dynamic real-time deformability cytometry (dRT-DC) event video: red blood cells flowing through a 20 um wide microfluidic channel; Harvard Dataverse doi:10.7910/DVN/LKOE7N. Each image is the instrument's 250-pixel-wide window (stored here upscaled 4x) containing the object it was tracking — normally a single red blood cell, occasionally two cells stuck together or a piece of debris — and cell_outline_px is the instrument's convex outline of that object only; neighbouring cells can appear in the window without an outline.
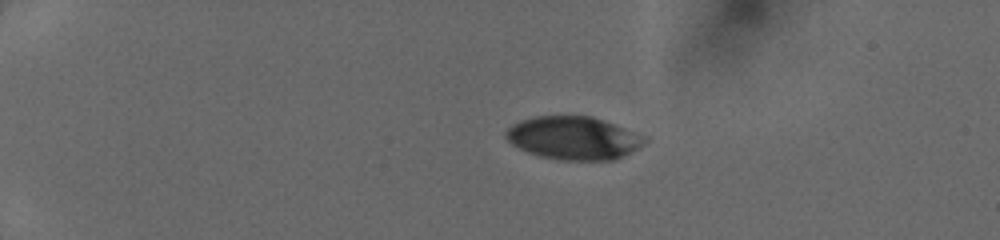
{"species": "human", "species_latin": "Homo sapiens", "temperature_condition": "cold", "stored_images_in_passage": 10, "camera_frame_rate_fps": 3000, "um_per_image_px": 0.085, "donor": {"sex": "female"}, "frame": {"image": 1, "passage_image": 7, "time_ms": 3.333, "image_size_px": [1000, 240], "cell_outline_px": [[648, 140], [644, 144], [612, 160], [560, 160], [540, 156], [528, 152], [512, 144], [504, 136], [504, 132], [512, 124], [520, 120], [532, 116], [592, 116], [604, 120], [648, 136]], "centroid_in_image_um": [48.74, 11.71], "position_along_channel_um": 36.3, "area_um2": 34.85}}